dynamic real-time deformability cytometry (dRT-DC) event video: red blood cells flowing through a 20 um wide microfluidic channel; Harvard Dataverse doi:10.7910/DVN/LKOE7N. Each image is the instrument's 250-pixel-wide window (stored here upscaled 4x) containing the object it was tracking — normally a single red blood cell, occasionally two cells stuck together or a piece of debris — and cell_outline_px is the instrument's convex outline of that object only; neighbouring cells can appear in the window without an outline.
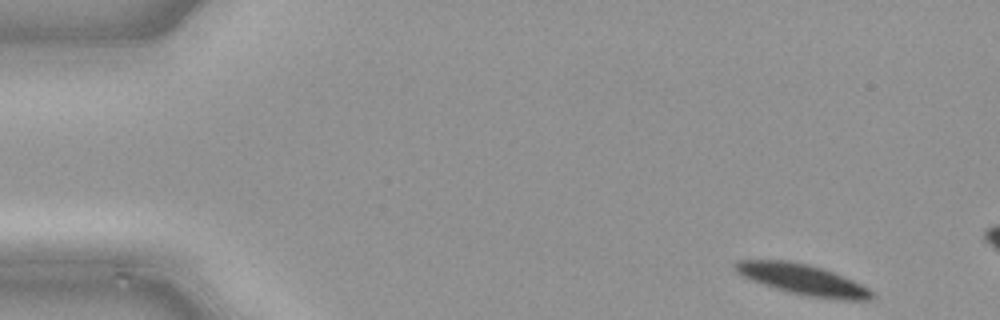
{"species": "common noctule bat (a hibernating species)", "species_latin": "Nyctalus noctula", "temperature_condition": "cold", "stored_images_in_passage": 47, "camera_frame_rate_fps": 3000, "um_per_image_px": 0.085, "animal": {"sex": "male", "body_mass_g": 21.5, "forearm_length_mm": 52.0}, "frame": {"image": 1, "passage_image": 1, "time_ms": 0.0, "image_size_px": [1000, 320], "cell_outline_px": [[876, 296], [872, 300], [836, 300], [804, 296], [788, 292], [740, 276], [732, 268], [732, 264], [736, 260], [784, 260], [808, 264], [832, 272], [852, 280], [868, 288]], "centroid_in_image_um": [68.2, 23.77], "position_along_channel_um": 16.8, "area_um2": 24.51}}
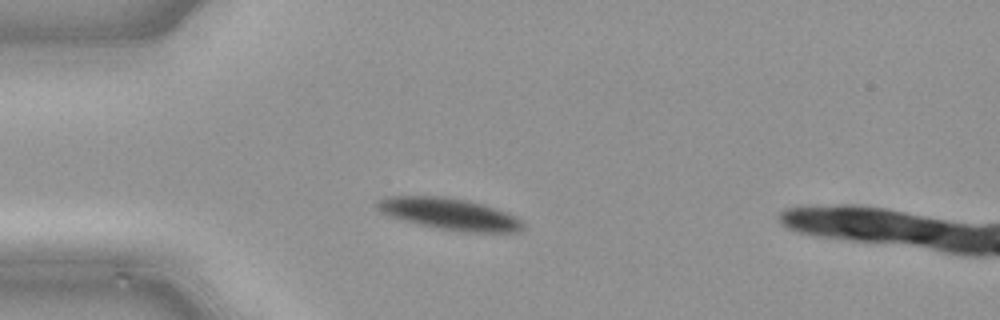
{"frame": {"image": 2, "passage_image": 10, "time_ms": 3.0, "image_size_px": [1000, 320], "cell_outline_px": [[524, 228], [516, 232], [464, 232], [440, 228], [420, 224], [388, 216], [376, 208], [376, 200], [384, 196], [448, 196], [480, 204], [504, 212], [520, 220], [524, 224]], "centroid_in_image_um": [38.13, 18.18], "position_along_channel_um": 46.9, "area_um2": 26.47}}
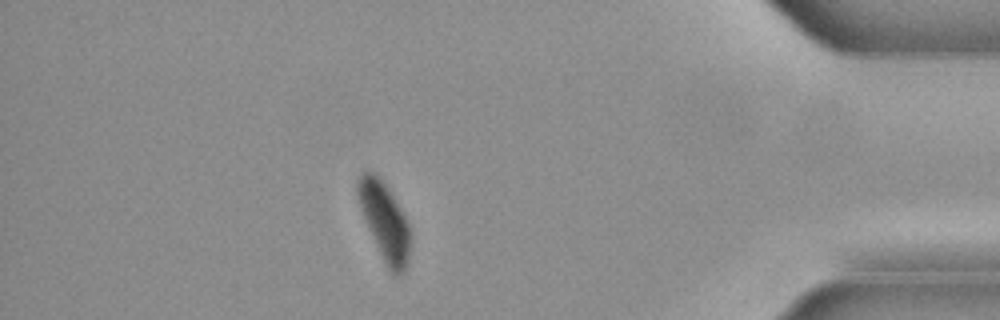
{"frame": {"image": 3, "passage_image": 40, "time_ms": 13.0, "image_size_px": [1000, 320], "cell_outline_px": [[412, 240], [408, 260], [404, 272], [400, 276], [396, 276], [388, 268], [372, 236], [360, 208], [356, 196], [356, 176], [360, 172], [372, 172], [384, 184], [392, 196], [404, 216], [408, 224], [412, 236]], "centroid_in_image_um": [32.68, 18.83], "position_along_channel_um": 402.5, "area_um2": 23.52}}